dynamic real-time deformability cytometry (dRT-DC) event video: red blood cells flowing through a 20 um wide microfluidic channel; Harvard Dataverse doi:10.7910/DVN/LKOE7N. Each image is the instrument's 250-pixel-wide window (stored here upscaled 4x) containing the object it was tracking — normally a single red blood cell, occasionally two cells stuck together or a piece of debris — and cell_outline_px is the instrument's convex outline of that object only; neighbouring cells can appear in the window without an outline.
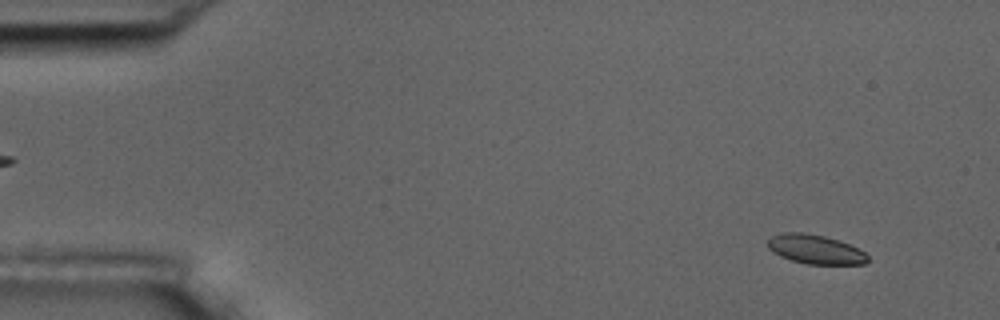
{"species": "common noctule bat (a hibernating species)", "species_latin": "Nyctalus noctula", "temperature_condition": "room temperature", "stored_images_in_passage": 55, "camera_frame_rate_fps": 3000, "um_per_image_px": 0.085, "animal": {"sex": "male", "body_mass_g": 17.5, "forearm_length_mm": 52.3}, "frame": {"image": 1, "passage_image": 4, "time_ms": 1.0, "image_size_px": [1000, 320], "cell_outline_px": [[868, 260], [864, 264], [808, 264], [792, 260], [780, 256], [772, 252], [768, 248], [768, 240], [772, 236], [780, 232], [804, 232], [824, 236], [848, 244], [864, 252], [868, 256]], "centroid_in_image_um": [69.26, 21.19], "position_along_channel_um": 15.7, "area_um2": 16.88}}
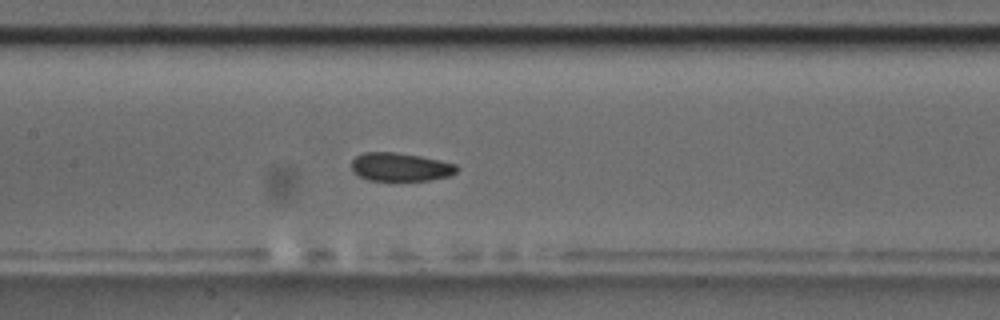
{"frame": {"image": 2, "passage_image": 26, "time_ms": 8.333, "image_size_px": [1000, 320], "cell_outline_px": [[460, 168], [456, 172], [448, 176], [428, 180], [368, 180], [360, 176], [352, 168], [352, 160], [356, 156], [364, 152], [396, 152], [420, 156], [440, 160], [456, 164]], "centroid_in_image_um": [34.05, 14.18], "position_along_channel_um": 173.3, "area_um2": 17.28}}
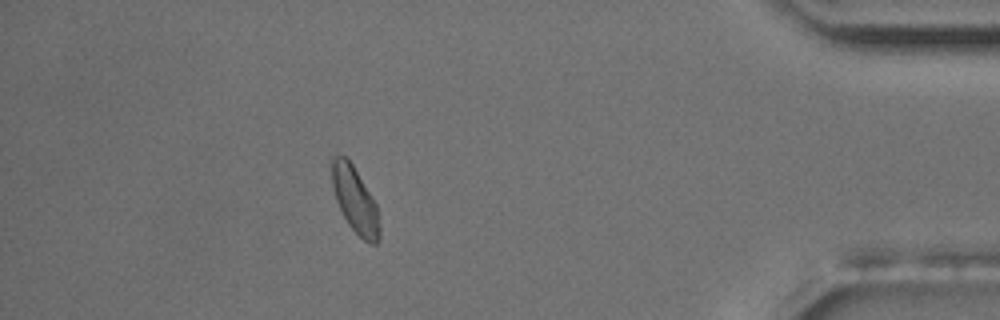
{"frame": {"image": 3, "passage_image": 49, "time_ms": 16.0, "image_size_px": [1000, 320], "cell_outline_px": [[380, 236], [376, 244], [372, 244], [364, 240], [348, 224], [336, 200], [332, 184], [328, 164], [328, 156], [332, 152], [344, 156], [352, 164], [376, 204], [380, 228]], "centroid_in_image_um": [30.1, 16.89], "position_along_channel_um": 405.1, "area_um2": 18.55}, "authors_computed_cell_mechanics": {"area_um2": 17.918, "velocity_mm_per_s": 3.633, "shape_relaxation_time_tau1_ms": null, "shape_relaxation_time_tau2_ms": 2.0244, "deformation_change_tau1": null, "deformation_change_tau2": 0.0626}}